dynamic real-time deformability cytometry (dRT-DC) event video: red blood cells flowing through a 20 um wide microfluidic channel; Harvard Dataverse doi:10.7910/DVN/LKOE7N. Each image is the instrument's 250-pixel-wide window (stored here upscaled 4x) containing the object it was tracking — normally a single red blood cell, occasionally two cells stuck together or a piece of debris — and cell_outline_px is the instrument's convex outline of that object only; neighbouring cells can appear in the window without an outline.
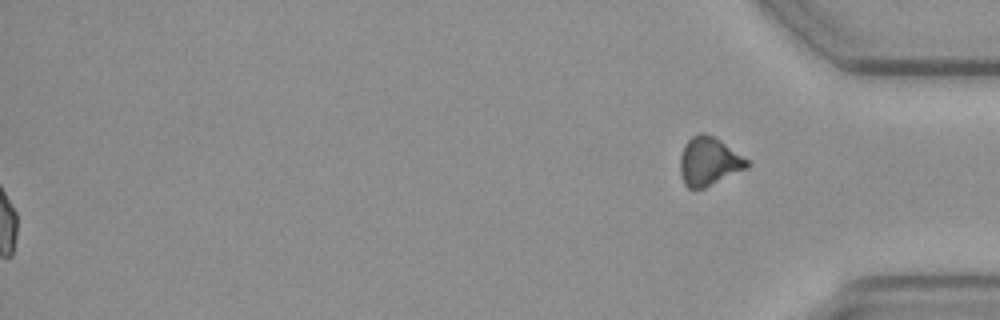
{"species": "common noctule bat (a hibernating species)", "species_latin": "Nyctalus noctula", "temperature_condition": "cold", "stored_images_in_passage": 59, "segment_of_instrument_passage": [2, 2], "camera_frame_rate_fps": 3000, "um_per_image_px": 0.085, "animal": {"sex": "female", "body_mass_g": 19.3, "forearm_length_mm": 54.1}, "frame": {"image": 1, "passage_image": 59, "time_ms": 19.333, "image_size_px": [1000, 320], "cell_outline_px": [[752, 164], [748, 168], [704, 188], [688, 188], [684, 184], [680, 172], [680, 156], [684, 144], [692, 136], [700, 132], [704, 132], [720, 140], [748, 160]], "centroid_in_image_um": [60.25, 13.72], "position_along_channel_um": 374.9, "area_um2": 18.9}}